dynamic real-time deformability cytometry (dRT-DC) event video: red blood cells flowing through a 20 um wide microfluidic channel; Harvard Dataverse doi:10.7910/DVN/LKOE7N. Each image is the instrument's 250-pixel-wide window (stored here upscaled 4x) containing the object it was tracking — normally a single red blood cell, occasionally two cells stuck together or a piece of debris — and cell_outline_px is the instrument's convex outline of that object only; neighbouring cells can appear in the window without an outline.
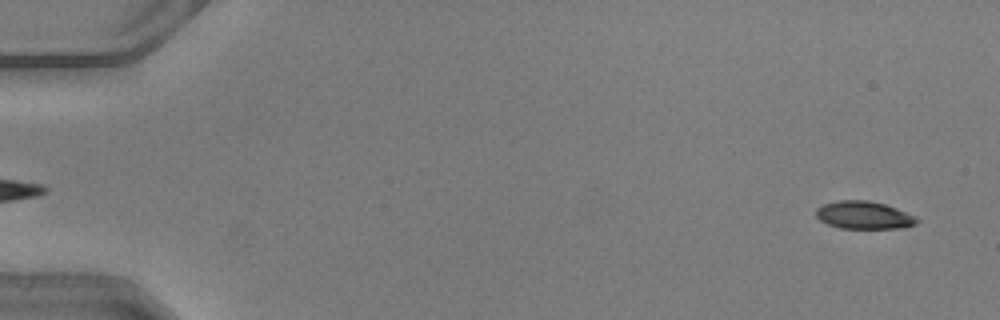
{"species": "common noctule bat (a hibernating species)", "species_latin": "Nyctalus noctula", "temperature_condition": "warm", "stored_images_in_passage": 49, "camera_frame_rate_fps": 3000, "um_per_image_px": 0.085, "animal": {"sex": "male", "body_mass_g": 20.5, "forearm_length_mm": 52.5}, "frame": {"image": 1, "passage_image": 2, "time_ms": 0.333, "image_size_px": [1000, 320], "cell_outline_px": [[920, 220], [916, 224], [904, 228], [840, 228], [828, 224], [820, 220], [816, 216], [816, 208], [824, 204], [840, 200], [868, 200], [884, 204], [896, 208], [916, 216]], "centroid_in_image_um": [73.45, 18.29], "position_along_channel_um": 11.5, "area_um2": 16.3}}
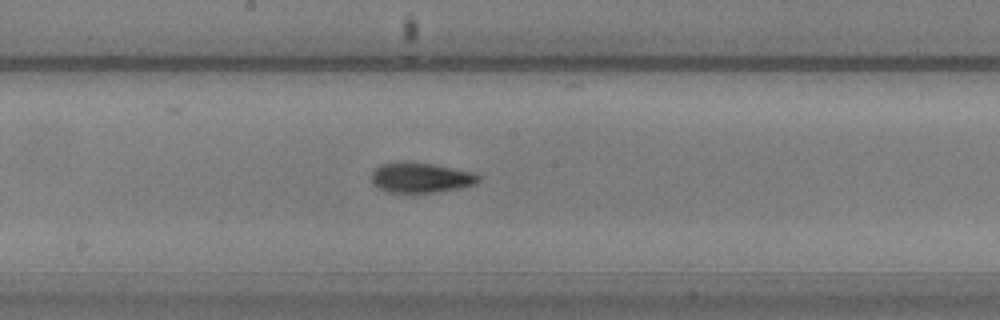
{"frame": {"image": 2, "passage_image": 27, "time_ms": 8.667, "image_size_px": [1000, 320], "cell_outline_px": [[480, 180], [476, 184], [460, 188], [436, 192], [388, 192], [380, 188], [372, 180], [372, 172], [380, 164], [396, 160], [408, 160], [432, 164], [472, 172], [480, 176]], "centroid_in_image_um": [35.76, 15.07], "position_along_channel_um": 212.4, "area_um2": 18.9}}
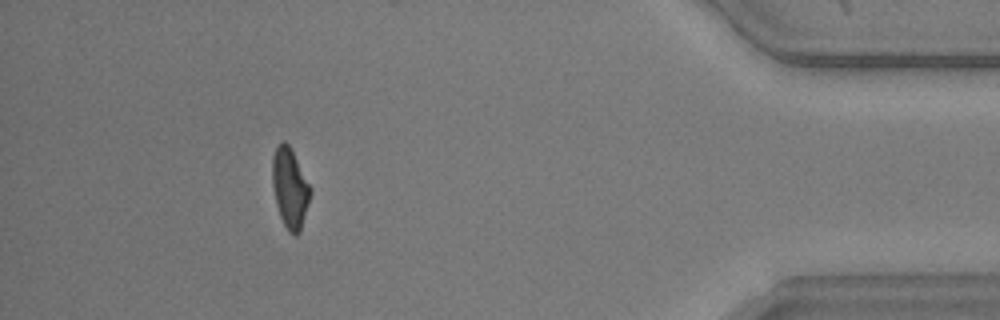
{"frame": {"image": 3, "passage_image": 45, "time_ms": 14.667, "image_size_px": [1000, 320], "cell_outline_px": [[312, 192], [300, 232], [296, 236], [292, 236], [288, 232], [280, 216], [276, 204], [272, 184], [272, 156], [276, 148], [284, 140], [288, 144], [312, 188]], "centroid_in_image_um": [24.65, 16.03], "position_along_channel_um": 410.6, "area_um2": 17.74}, "authors_computed_cell_mechanics": {"area_um2": 17.9758, "velocity_mm_per_s": 4.1409, "shape_relaxation_time_tau1_ms": null, "shape_relaxation_time_tau2_ms": 3.0601, "deformation_change_tau1": null, "deformation_change_tau2": 0.0956}}